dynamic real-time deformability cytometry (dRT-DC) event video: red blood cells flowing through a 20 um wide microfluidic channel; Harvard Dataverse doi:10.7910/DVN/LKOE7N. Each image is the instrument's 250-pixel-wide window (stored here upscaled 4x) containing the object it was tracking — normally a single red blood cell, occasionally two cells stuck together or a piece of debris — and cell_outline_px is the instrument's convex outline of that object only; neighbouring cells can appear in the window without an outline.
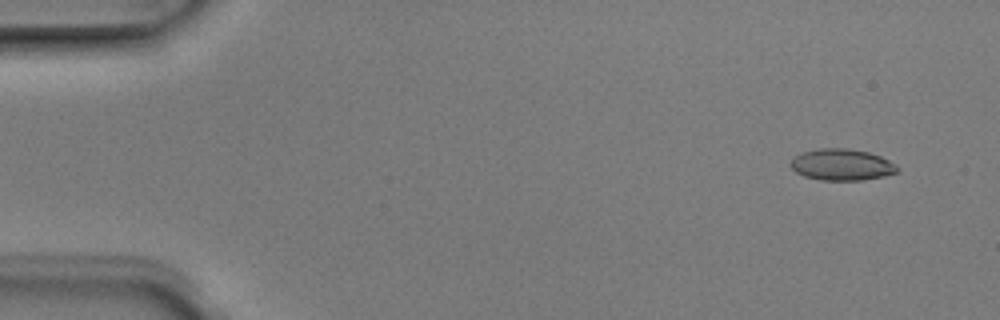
{"species": "Egyptian fruit bat (a non-hibernating species)", "species_latin": "Rousettus aegyptiacus", "temperature_condition": "room temperature", "stored_images_in_passage": 4, "camera_frame_rate_fps": 3000, "um_per_image_px": 0.085, "animal": {"sex": "male"}, "frame": {"image": 1, "passage_image": 1, "time_ms": 0.0, "image_size_px": [1000, 320], "cell_outline_px": [[900, 168], [896, 172], [884, 176], [860, 180], [820, 180], [804, 176], [796, 172], [788, 164], [796, 156], [804, 152], [816, 148], [844, 148], [868, 152], [880, 156], [896, 164]], "centroid_in_image_um": [71.54, 14.0], "position_along_channel_um": 13.5, "area_um2": 19.48}}
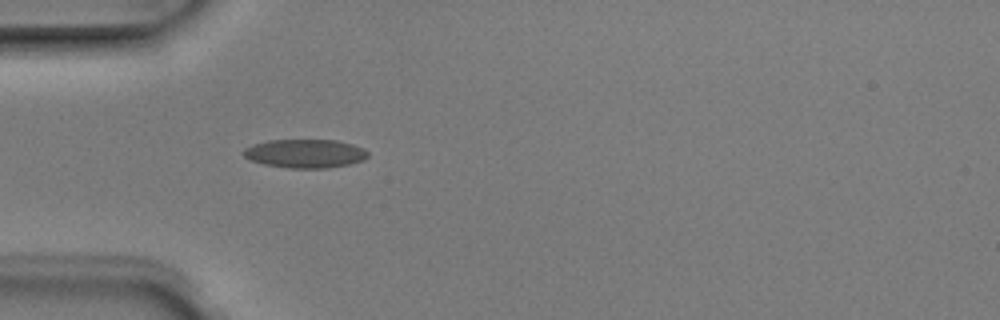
{"frame": {"image": 2, "passage_image": 4, "time_ms": 1.0, "image_size_px": [1000, 320], "cell_outline_px": [[368, 156], [364, 160], [348, 164], [328, 168], [288, 168], [264, 164], [252, 160], [244, 156], [240, 152], [244, 148], [252, 144], [268, 140], [336, 140], [352, 144], [364, 148], [368, 152]], "centroid_in_image_um": [25.92, 13.04], "position_along_channel_um": 59.1, "area_um2": 20.87}}